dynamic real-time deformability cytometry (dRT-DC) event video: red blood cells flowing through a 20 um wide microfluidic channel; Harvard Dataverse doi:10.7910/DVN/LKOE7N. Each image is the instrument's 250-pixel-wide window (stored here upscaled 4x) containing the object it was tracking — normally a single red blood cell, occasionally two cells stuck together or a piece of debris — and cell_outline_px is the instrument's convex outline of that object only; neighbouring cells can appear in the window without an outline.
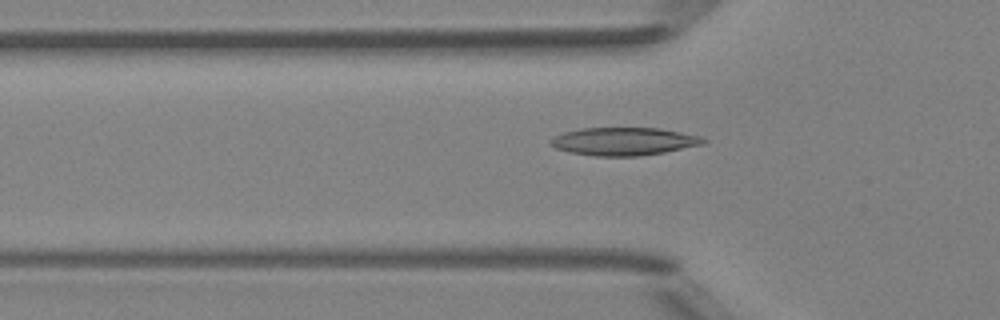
{"species": "Egyptian fruit bat (a non-hibernating species)", "species_latin": "Rousettus aegyptiacus", "temperature_condition": "room temperature", "stored_images_in_passage": 5, "camera_frame_rate_fps": 3000, "um_per_image_px": 0.085, "animal": {"sex": "female"}, "frame": {"image": 1, "passage_image": 4, "time_ms": 4.333, "image_size_px": [1000, 320], "cell_outline_px": [[708, 140], [704, 144], [664, 152], [640, 156], [592, 156], [568, 152], [556, 148], [548, 144], [548, 140], [552, 136], [564, 132], [580, 128], [660, 128], [704, 136]], "centroid_in_image_um": [53.01, 12.01], "position_along_channel_um": 72.8, "area_um2": 25.26}}
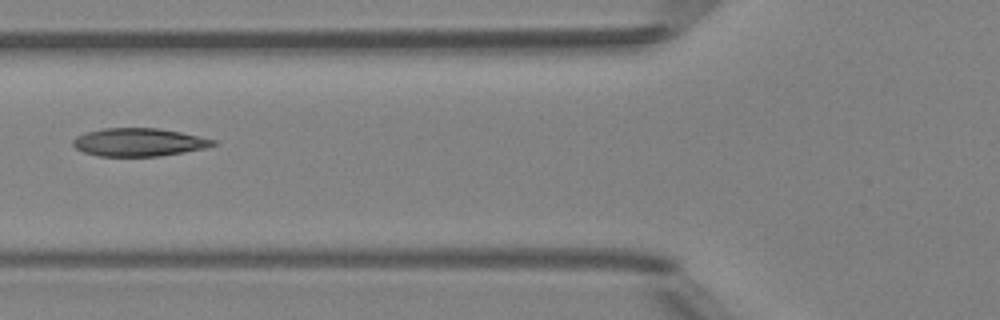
{"frame": {"image": 2, "passage_image": 5, "time_ms": 5.333, "image_size_px": [1000, 320], "cell_outline_px": [[220, 144], [204, 148], [184, 152], [160, 156], [100, 156], [84, 152], [76, 148], [72, 144], [72, 140], [76, 136], [84, 132], [104, 128], [156, 128], [180, 132], [216, 140]], "centroid_in_image_um": [11.8, 12.08], "position_along_channel_um": 114.0, "area_um2": 22.95}}